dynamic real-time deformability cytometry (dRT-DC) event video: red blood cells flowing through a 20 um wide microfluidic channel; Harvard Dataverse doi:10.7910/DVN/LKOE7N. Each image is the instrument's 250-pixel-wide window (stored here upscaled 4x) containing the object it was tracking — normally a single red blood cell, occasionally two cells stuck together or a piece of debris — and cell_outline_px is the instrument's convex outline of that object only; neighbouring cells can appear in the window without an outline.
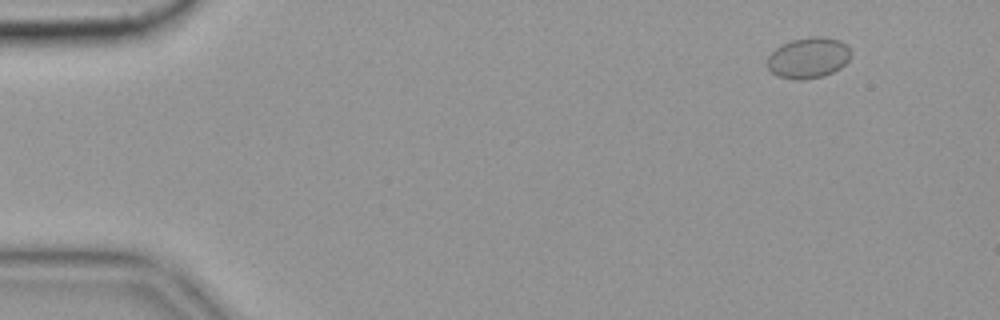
{"species": "common noctule bat (a hibernating species)", "species_latin": "Nyctalus noctula", "temperature_condition": "cold", "stored_images_in_passage": 53, "camera_frame_rate_fps": 3000, "um_per_image_px": 0.085, "animal": {"sex": "female", "body_mass_g": 19.9}, "frame": {"image": 1, "passage_image": 1, "time_ms": 0.0, "image_size_px": [1000, 320], "cell_outline_px": [[852, 56], [840, 68], [824, 76], [804, 80], [796, 80], [776, 76], [764, 64], [768, 56], [776, 48], [792, 40], [808, 36], [824, 36], [840, 40], [848, 44], [852, 52]], "centroid_in_image_um": [68.72, 4.91], "position_along_channel_um": 16.3, "area_um2": 20.35}}
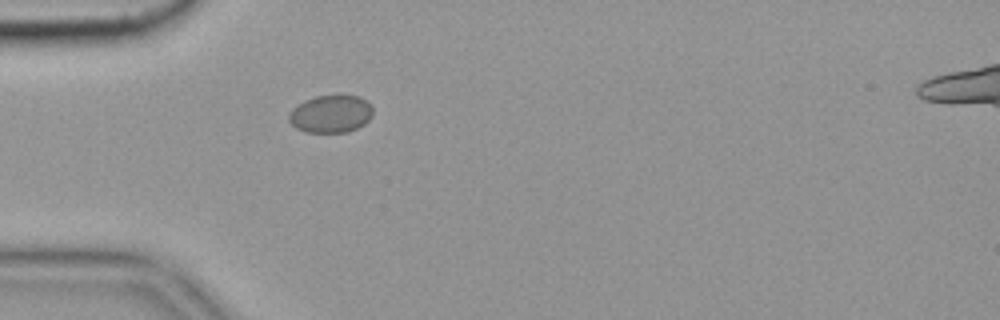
{"frame": {"image": 2, "passage_image": 13, "time_ms": 4.0, "image_size_px": [1000, 320], "cell_outline_px": [[372, 116], [364, 124], [348, 132], [308, 132], [296, 128], [288, 120], [288, 112], [292, 108], [304, 100], [316, 96], [336, 92], [344, 92], [360, 96], [372, 108]], "centroid_in_image_um": [28.11, 9.62], "position_along_channel_um": 56.9, "area_um2": 19.02}}
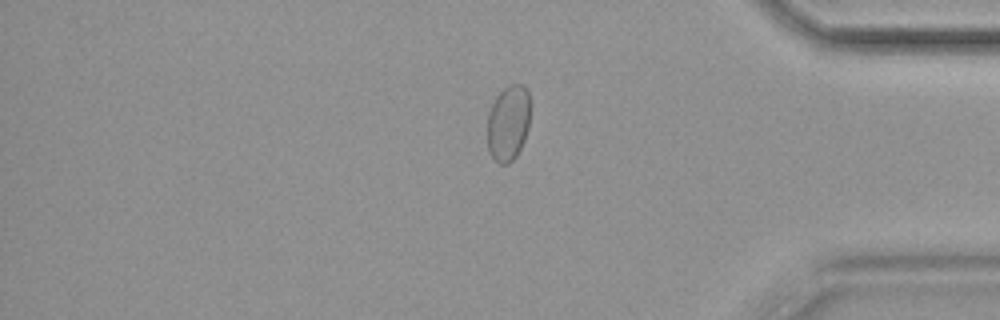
{"frame": {"image": 3, "passage_image": 44, "time_ms": 14.333, "image_size_px": [1000, 320], "cell_outline_px": [[528, 128], [524, 140], [516, 156], [508, 164], [500, 164], [492, 156], [488, 148], [488, 112], [496, 96], [508, 84], [524, 84], [528, 92]], "centroid_in_image_um": [43.19, 10.44], "position_along_channel_um": 392.0, "area_um2": 18.73}}